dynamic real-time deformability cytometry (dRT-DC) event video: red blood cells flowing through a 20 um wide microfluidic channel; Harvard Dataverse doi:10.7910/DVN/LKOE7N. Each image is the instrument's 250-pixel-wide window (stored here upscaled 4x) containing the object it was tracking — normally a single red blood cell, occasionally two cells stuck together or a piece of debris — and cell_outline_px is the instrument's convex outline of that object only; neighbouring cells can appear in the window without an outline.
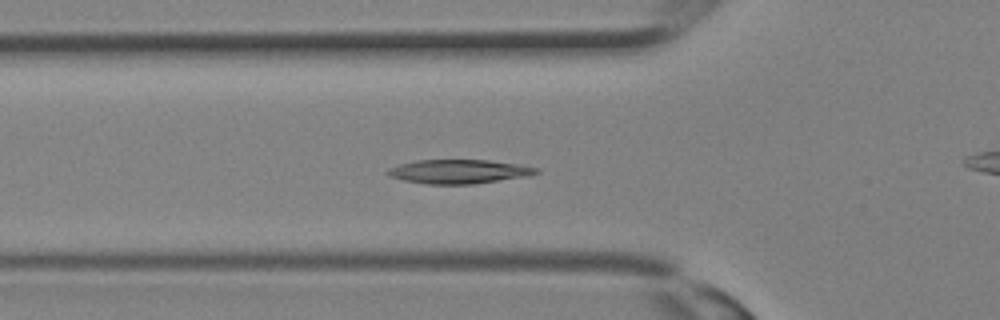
{"species": "Egyptian fruit bat (a non-hibernating species)", "species_latin": "Rousettus aegyptiacus", "temperature_condition": "room temperature", "stored_images_in_passage": 13, "camera_frame_rate_fps": 3000, "um_per_image_px": 0.085, "animal": {"sex": "female"}, "frame": {"image": 1, "passage_image": 3, "time_ms": 0.667, "image_size_px": [1000, 320], "cell_outline_px": [[540, 172], [528, 176], [472, 184], [424, 184], [404, 180], [388, 176], [384, 172], [388, 168], [400, 164], [416, 160], [488, 160], [516, 164], [540, 168]], "centroid_in_image_um": [38.97, 14.58], "position_along_channel_um": 86.8, "area_um2": 20.81}}
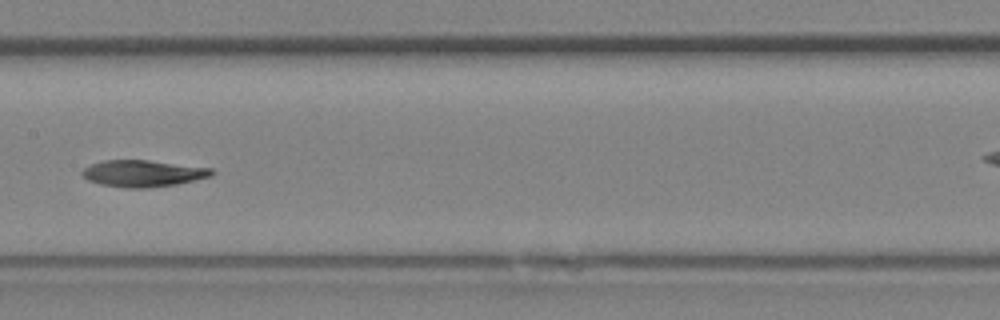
{"frame": {"image": 2, "passage_image": 8, "time_ms": 2.333, "image_size_px": [1000, 320], "cell_outline_px": [[216, 172], [212, 176], [176, 184], [148, 188], [128, 188], [100, 184], [88, 180], [80, 172], [84, 168], [92, 164], [104, 160], [148, 160], [212, 168]], "centroid_in_image_um": [12.17, 14.74], "position_along_channel_um": 195.2, "area_um2": 20.06}}
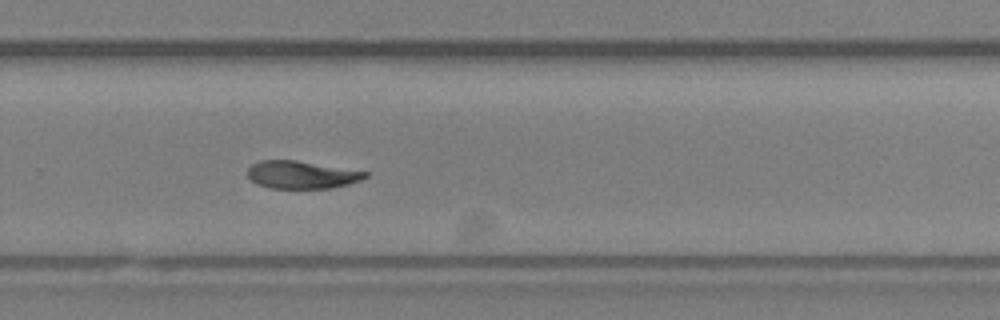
{"frame": {"image": 3, "passage_image": 13, "time_ms": 4.0, "image_size_px": [1000, 320], "cell_outline_px": [[368, 176], [360, 180], [348, 184], [332, 188], [272, 188], [256, 184], [248, 176], [248, 168], [252, 164], [260, 160], [296, 160], [368, 172]], "centroid_in_image_um": [25.62, 14.85], "position_along_channel_um": 304.2, "area_um2": 18.84}}